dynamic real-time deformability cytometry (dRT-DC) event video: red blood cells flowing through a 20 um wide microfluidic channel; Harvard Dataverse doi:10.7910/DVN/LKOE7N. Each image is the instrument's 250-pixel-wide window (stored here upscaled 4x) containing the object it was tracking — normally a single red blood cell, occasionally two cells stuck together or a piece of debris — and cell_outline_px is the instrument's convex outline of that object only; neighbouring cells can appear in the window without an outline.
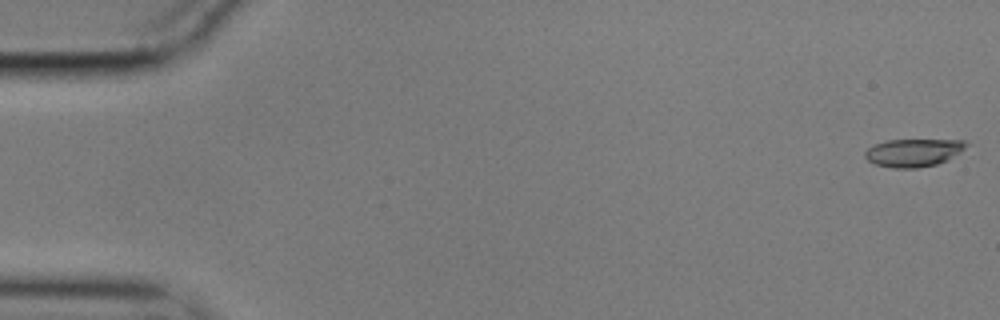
{"species": "common noctule bat (a hibernating species)", "species_latin": "Nyctalus noctula", "temperature_condition": "cold", "stored_images_in_passage": 57, "camera_frame_rate_fps": 3000, "um_per_image_px": 0.085, "animal": {"sex": "male", "body_mass_g": 17.9}, "frame": {"image": 1, "passage_image": 1, "time_ms": 0.0, "image_size_px": [1000, 320], "cell_outline_px": [[968, 144], [960, 152], [948, 160], [936, 164], [916, 168], [892, 168], [876, 164], [868, 160], [864, 156], [864, 152], [868, 148], [876, 144], [888, 140], [964, 140]], "centroid_in_image_um": [77.64, 12.98], "position_along_channel_um": 7.4, "area_um2": 16.3}}
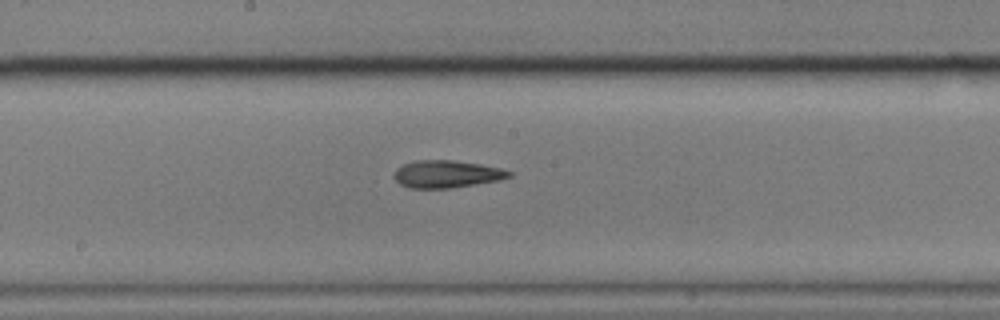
{"frame": {"image": 2, "passage_image": 30, "time_ms": 9.667, "image_size_px": [1000, 320], "cell_outline_px": [[512, 176], [500, 180], [448, 188], [408, 188], [400, 184], [392, 176], [396, 168], [404, 164], [416, 160], [452, 160], [480, 164], [500, 168], [512, 172]], "centroid_in_image_um": [37.94, 14.79], "position_along_channel_um": 210.3, "area_um2": 18.32}}
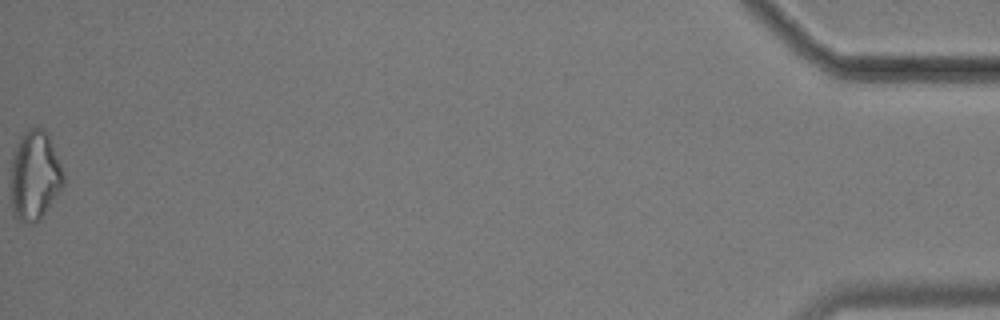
{"frame": {"image": 3, "passage_image": 57, "time_ms": 18.667, "image_size_px": [1000, 320], "cell_outline_px": [[64, 184], [40, 220], [32, 224], [24, 224], [12, 216], [12, 156], [16, 144], [20, 136], [24, 132], [32, 128], [40, 128], [48, 132], [64, 172]], "centroid_in_image_um": [2.96, 14.95], "position_along_channel_um": 432.2, "area_um2": 27.63}, "authors_computed_cell_mechanics": {"area_um2": 18.3804, "velocity_mm_per_s": 3.5469, "shape_relaxation_time_tau1_ms": null, "shape_relaxation_time_tau2_ms": 5.2247, "deformation_change_tau1": null, "deformation_change_tau2": 0.1688}}